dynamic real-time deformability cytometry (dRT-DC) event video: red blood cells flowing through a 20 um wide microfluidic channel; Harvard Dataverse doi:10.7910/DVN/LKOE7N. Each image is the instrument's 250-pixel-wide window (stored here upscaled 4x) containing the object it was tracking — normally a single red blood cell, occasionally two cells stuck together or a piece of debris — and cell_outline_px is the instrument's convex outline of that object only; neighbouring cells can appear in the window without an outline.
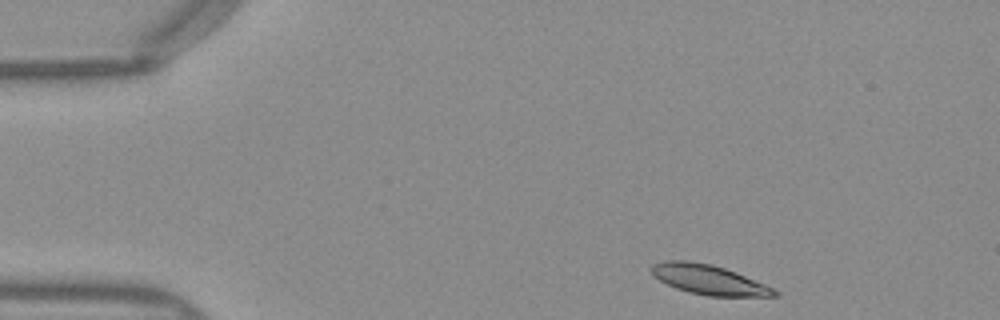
{"species": "Egyptian fruit bat (a non-hibernating species)", "species_latin": "Rousettus aegyptiacus", "temperature_condition": "warm", "stored_images_in_passage": 38, "camera_frame_rate_fps": 3000, "um_per_image_px": 0.085, "frame": {"image": 1, "passage_image": 1, "time_ms": 0.0, "image_size_px": [1000, 320], "cell_outline_px": [[780, 296], [708, 296], [688, 292], [676, 288], [652, 276], [648, 268], [652, 264], [664, 260], [688, 260], [712, 264], [736, 272], [764, 284], [780, 292]], "centroid_in_image_um": [60.19, 23.76], "position_along_channel_um": 24.8, "area_um2": 21.44}}
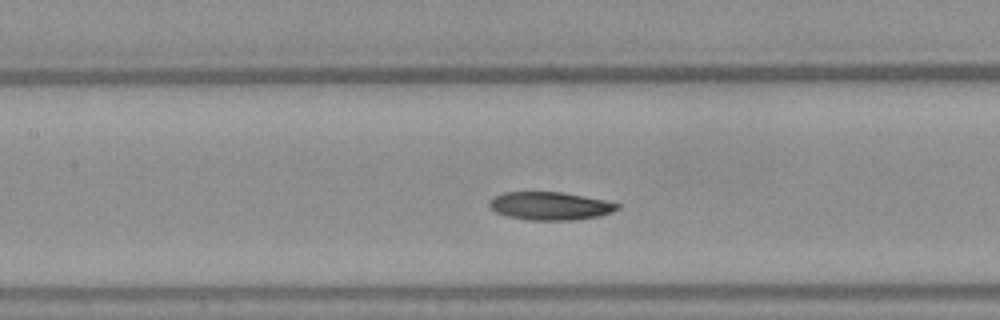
{"frame": {"image": 2, "passage_image": 17, "time_ms": 5.333, "image_size_px": [1000, 320], "cell_outline_px": [[620, 208], [612, 212], [600, 216], [576, 220], [524, 220], [508, 216], [496, 212], [488, 208], [488, 200], [504, 192], [560, 192], [604, 200], [620, 204]], "centroid_in_image_um": [46.73, 17.51], "position_along_channel_um": 160.7, "area_um2": 21.04}}
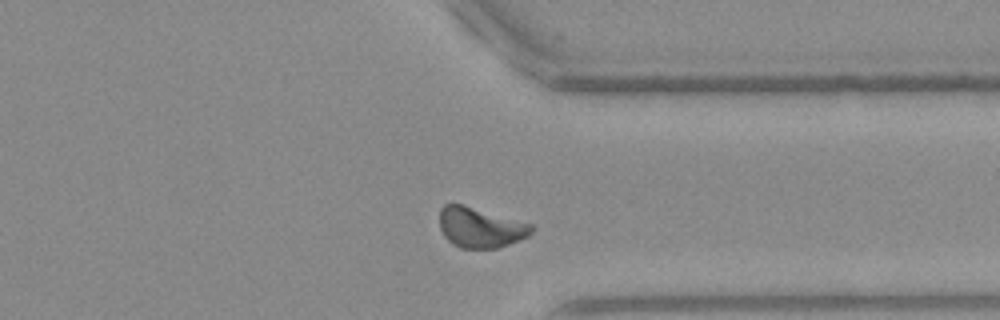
{"frame": {"image": 3, "passage_image": 33, "time_ms": 10.667, "image_size_px": [1000, 320], "cell_outline_px": [[536, 228], [528, 236], [508, 244], [496, 248], [460, 248], [452, 244], [444, 236], [440, 228], [440, 208], [444, 204], [464, 204], [532, 224]], "centroid_in_image_um": [40.82, 19.33], "position_along_channel_um": 370.6, "area_um2": 21.62}, "authors_computed_cell_mechanics": {"area_um2": 21.2415, "velocity_mm_per_s": 3.9674, "shape_relaxation_time_tau1_ms": 5.6963, "shape_relaxation_time_tau2_ms": 3.9417, "deformation_change_tau1": 0.1507, "deformation_change_tau2": 0.0967}}